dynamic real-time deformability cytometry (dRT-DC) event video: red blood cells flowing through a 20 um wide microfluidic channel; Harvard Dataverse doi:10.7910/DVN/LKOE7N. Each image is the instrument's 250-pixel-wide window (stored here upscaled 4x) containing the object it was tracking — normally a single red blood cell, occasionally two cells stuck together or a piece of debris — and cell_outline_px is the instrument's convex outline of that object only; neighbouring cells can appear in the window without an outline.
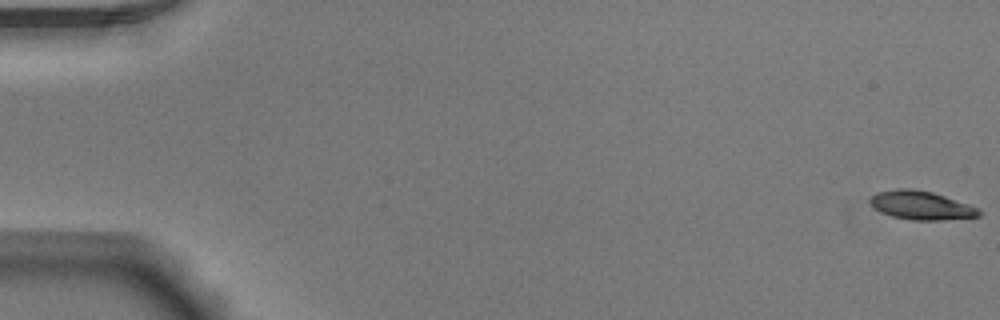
{"species": "Egyptian fruit bat (a non-hibernating species)", "species_latin": "Rousettus aegyptiacus", "temperature_condition": "warm", "stored_images_in_passage": 49, "camera_frame_rate_fps": 3000, "um_per_image_px": 0.085, "animal": {"sex": "male"}, "frame": {"image": 1, "passage_image": 1, "time_ms": 0.0, "image_size_px": [1000, 320], "cell_outline_px": [[984, 212], [980, 216], [940, 220], [912, 220], [892, 216], [880, 212], [868, 200], [876, 192], [896, 188], [912, 188], [932, 192], [980, 208]], "centroid_in_image_um": [78.31, 17.45], "position_along_channel_um": 6.7, "area_um2": 18.21}}
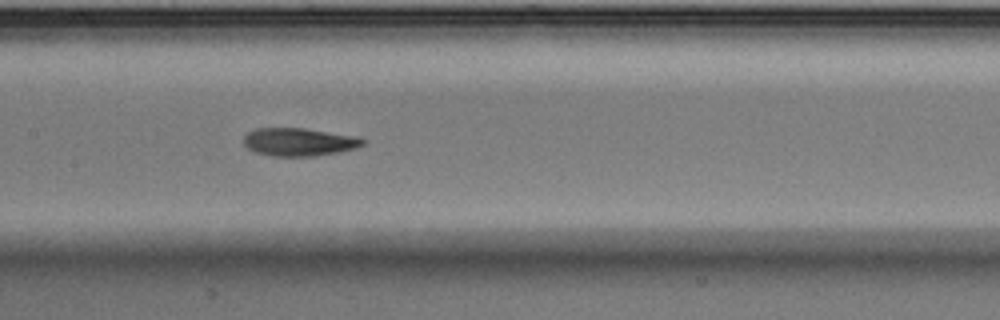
{"frame": {"image": 2, "passage_image": 27, "time_ms": 8.667, "image_size_px": [1000, 320], "cell_outline_px": [[368, 140], [364, 144], [356, 148], [340, 152], [312, 156], [272, 156], [256, 152], [248, 148], [244, 144], [244, 136], [248, 132], [256, 128], [304, 128], [352, 136]], "centroid_in_image_um": [25.41, 12.07], "position_along_channel_um": 182.0, "area_um2": 19.31}}
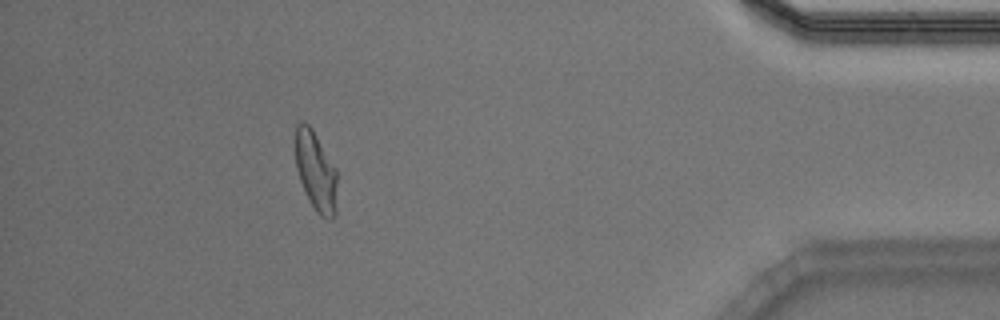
{"frame": {"image": 3, "passage_image": 48, "time_ms": 15.667, "image_size_px": [1000, 320], "cell_outline_px": [[336, 216], [332, 220], [328, 220], [320, 216], [316, 212], [300, 180], [296, 168], [296, 124], [300, 120], [308, 124], [312, 128], [336, 168]], "centroid_in_image_um": [26.86, 14.57], "position_along_channel_um": 408.3, "area_um2": 19.25}}